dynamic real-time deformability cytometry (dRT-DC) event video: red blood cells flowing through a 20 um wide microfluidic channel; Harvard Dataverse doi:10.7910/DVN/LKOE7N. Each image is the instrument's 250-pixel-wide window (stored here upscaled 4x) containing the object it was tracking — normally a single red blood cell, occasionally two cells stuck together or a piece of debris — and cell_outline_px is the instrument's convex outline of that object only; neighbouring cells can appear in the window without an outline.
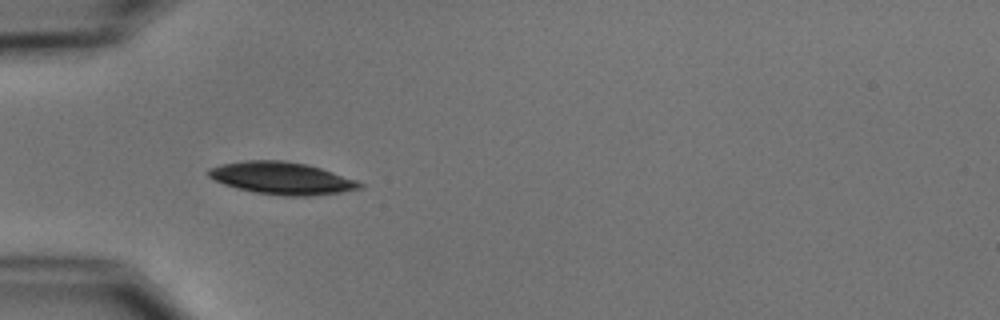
{"species": "common noctule bat (a hibernating species)", "species_latin": "Nyctalus noctula", "temperature_condition": "cold", "stored_images_in_passage": 13, "camera_frame_rate_fps": 3000, "um_per_image_px": 0.085, "animal": {"sex": "male", "body_mass_g": 15.6}, "frame": {"image": 1, "passage_image": 4, "time_ms": 4.333, "image_size_px": [1000, 320], "cell_outline_px": [[364, 188], [340, 192], [308, 196], [284, 196], [256, 192], [236, 188], [224, 184], [208, 176], [208, 168], [220, 164], [244, 160], [284, 160], [304, 164], [320, 168], [356, 180], [364, 184]], "centroid_in_image_um": [23.94, 15.14], "position_along_channel_um": 61.1, "area_um2": 28.32}}
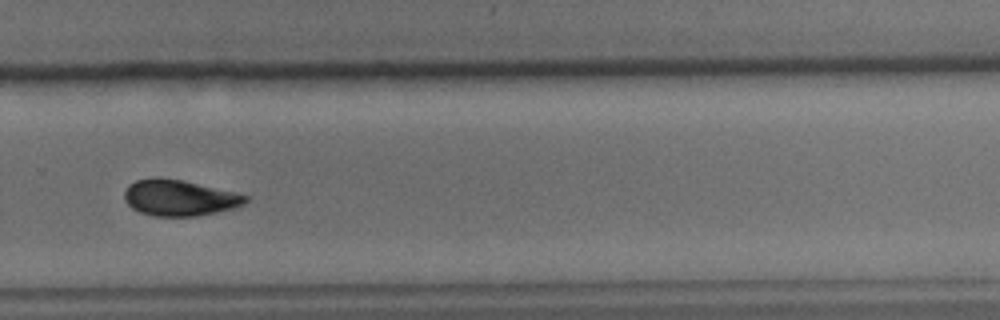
{"frame": {"image": 2, "passage_image": 10, "time_ms": 11.333, "image_size_px": [1000, 320], "cell_outline_px": [[248, 200], [240, 208], [196, 216], [156, 216], [140, 212], [132, 208], [124, 200], [124, 192], [128, 184], [136, 180], [184, 180], [236, 192], [248, 196]], "centroid_in_image_um": [15.32, 16.85], "position_along_channel_um": 314.5, "area_um2": 25.2}}
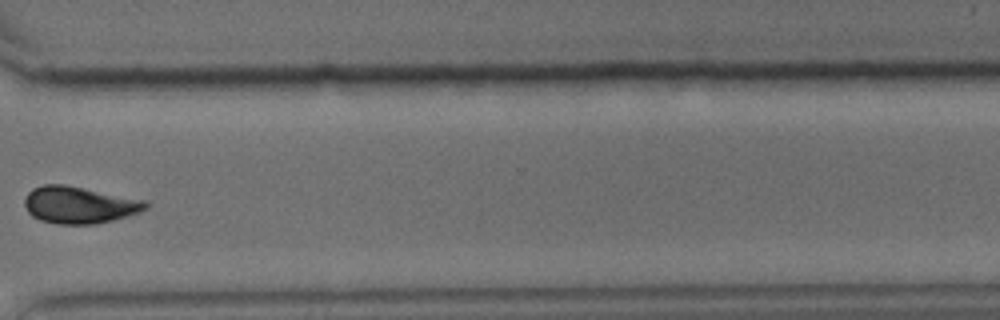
{"frame": {"image": 3, "passage_image": 11, "time_ms": 12.667, "image_size_px": [1000, 320], "cell_outline_px": [[148, 208], [140, 212], [112, 220], [92, 224], [60, 224], [40, 220], [32, 216], [28, 212], [24, 204], [24, 200], [28, 192], [32, 188], [44, 184], [64, 184], [144, 200], [148, 204]], "centroid_in_image_um": [6.7, 17.41], "position_along_channel_um": 363.9, "area_um2": 25.89}, "authors_computed_cell_mechanics": {"area_um2": 27.744, "velocity_mm_per_s": 3.6933, "shape_relaxation_time_tau1_ms": 2.7285, "shape_relaxation_time_tau2_ms": null, "deformation_change_tau1": 0.0878, "deformation_change_tau2": null}}